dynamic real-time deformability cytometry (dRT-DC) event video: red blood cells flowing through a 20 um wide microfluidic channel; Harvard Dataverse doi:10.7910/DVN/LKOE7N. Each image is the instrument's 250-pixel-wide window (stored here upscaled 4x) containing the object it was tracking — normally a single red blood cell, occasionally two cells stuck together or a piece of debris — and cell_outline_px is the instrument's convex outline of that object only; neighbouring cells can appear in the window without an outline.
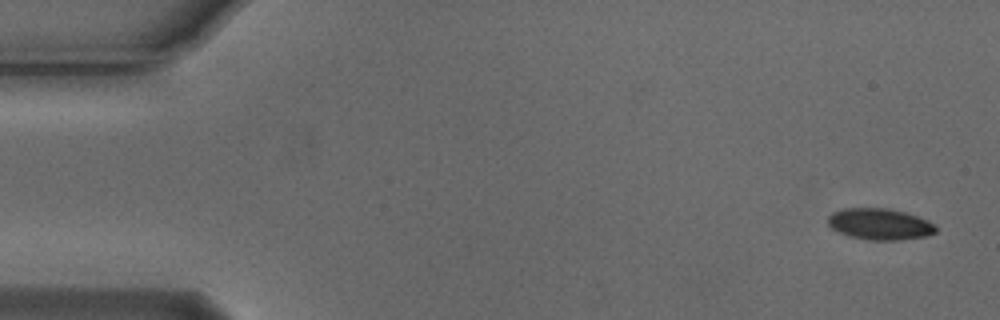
{"species": "Egyptian fruit bat (a non-hibernating species)", "species_latin": "Rousettus aegyptiacus", "temperature_condition": "cold", "stored_images_in_passage": 2, "camera_frame_rate_fps": 3000, "um_per_image_px": 0.085, "animal": {"sex": "male"}, "frame": {"image": 1, "passage_image": 1, "time_ms": 0.0, "image_size_px": [1000, 320], "cell_outline_px": [[936, 232], [924, 236], [896, 240], [868, 240], [848, 236], [832, 228], [828, 224], [828, 216], [832, 212], [844, 208], [888, 208], [904, 212], [916, 216], [932, 224], [936, 228]], "centroid_in_image_um": [74.72, 19.04], "position_along_channel_um": 10.3, "area_um2": 19.42}}